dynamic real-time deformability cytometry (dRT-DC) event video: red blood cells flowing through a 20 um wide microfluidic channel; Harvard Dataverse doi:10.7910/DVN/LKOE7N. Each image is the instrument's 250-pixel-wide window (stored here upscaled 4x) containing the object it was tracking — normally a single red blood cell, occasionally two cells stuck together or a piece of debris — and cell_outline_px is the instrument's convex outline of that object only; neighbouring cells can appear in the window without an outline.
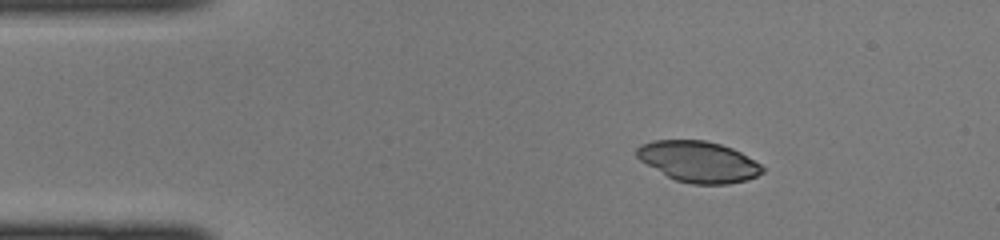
{"species": "common noctule bat (a hibernating species)", "species_latin": "Nyctalus noctula", "temperature_condition": "cold", "stored_images_in_passage": 37, "camera_frame_rate_fps": 3000, "um_per_image_px": 0.085, "animal": {"sex": "female", "body_mass_g": 22.0, "forearm_length_mm": 56.7}, "frame": {"image": 1, "passage_image": 1, "time_ms": 0.0, "image_size_px": [1000, 240], "cell_outline_px": [[764, 172], [748, 180], [728, 184], [692, 184], [676, 180], [668, 176], [640, 160], [636, 156], [636, 148], [640, 144], [652, 140], [704, 140], [720, 144], [732, 148], [740, 152], [760, 164], [764, 168]], "centroid_in_image_um": [59.37, 13.73], "position_along_channel_um": 25.6, "area_um2": 29.88}}